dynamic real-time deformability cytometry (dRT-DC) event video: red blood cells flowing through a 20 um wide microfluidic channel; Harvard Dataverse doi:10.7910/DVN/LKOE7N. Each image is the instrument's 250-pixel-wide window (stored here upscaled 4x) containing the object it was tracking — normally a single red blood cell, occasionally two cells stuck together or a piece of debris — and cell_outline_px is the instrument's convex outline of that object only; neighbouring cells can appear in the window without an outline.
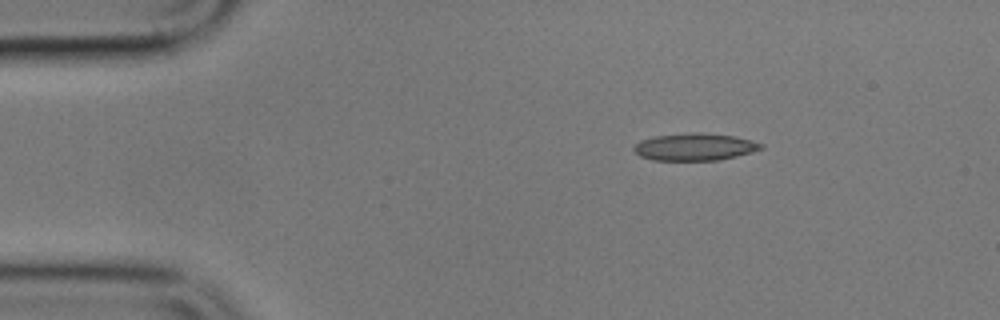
{"species": "common noctule bat (a hibernating species)", "species_latin": "Nyctalus noctula", "temperature_condition": "cold", "stored_images_in_passage": 3, "camera_frame_rate_fps": 3000, "um_per_image_px": 0.085, "animal": {"sex": "male", "body_mass_g": 17.9}, "frame": {"image": 1, "passage_image": 1, "time_ms": 0.0, "image_size_px": [1000, 320], "cell_outline_px": [[764, 148], [752, 152], [720, 160], [652, 160], [640, 156], [632, 148], [640, 140], [656, 136], [696, 132], [704, 132], [736, 136], [764, 144]], "centroid_in_image_um": [59.08, 12.48], "position_along_channel_um": 25.9, "area_um2": 20.23}}